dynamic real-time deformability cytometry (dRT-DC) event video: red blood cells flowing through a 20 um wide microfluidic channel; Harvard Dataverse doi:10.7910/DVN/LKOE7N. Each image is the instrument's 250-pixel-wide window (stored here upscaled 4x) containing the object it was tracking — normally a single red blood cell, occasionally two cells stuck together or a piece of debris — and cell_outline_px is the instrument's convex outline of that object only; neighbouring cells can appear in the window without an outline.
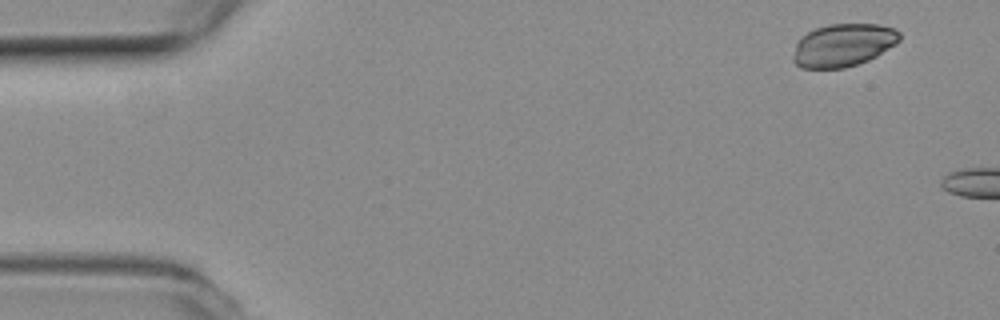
{"species": "common noctule bat (a hibernating species)", "species_latin": "Nyctalus noctula", "temperature_condition": "room temperature", "stored_images_in_passage": 3, "camera_frame_rate_fps": 3000, "um_per_image_px": 0.085, "animal": {"sex": "female", "body_mass_g": 19.3, "forearm_length_mm": 54.1}, "frame": {"image": 1, "passage_image": 1, "time_ms": 0.0, "image_size_px": [1000, 320], "cell_outline_px": [[900, 40], [896, 44], [876, 56], [868, 60], [844, 68], [800, 68], [792, 60], [792, 56], [796, 44], [800, 36], [816, 28], [828, 24], [880, 24], [892, 28], [900, 32]], "centroid_in_image_um": [71.65, 3.83], "position_along_channel_um": 13.3, "area_um2": 26.65}}